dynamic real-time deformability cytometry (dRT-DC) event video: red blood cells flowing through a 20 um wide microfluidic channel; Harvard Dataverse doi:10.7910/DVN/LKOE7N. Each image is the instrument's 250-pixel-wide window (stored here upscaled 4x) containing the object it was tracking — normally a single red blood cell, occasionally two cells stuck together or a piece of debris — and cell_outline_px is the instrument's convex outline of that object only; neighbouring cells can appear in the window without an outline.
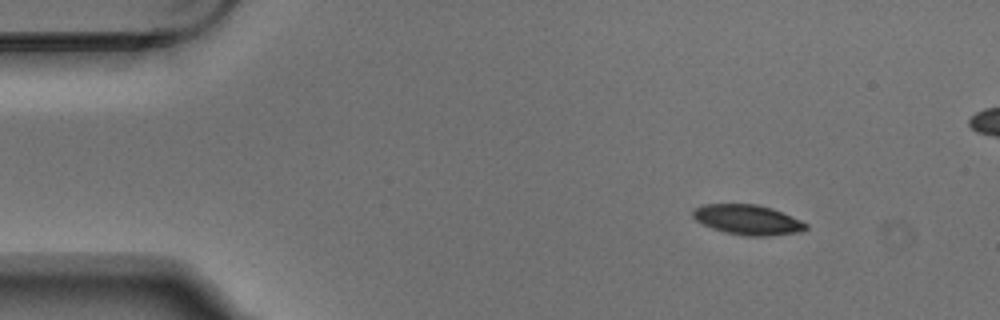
{"species": "Egyptian fruit bat (a non-hibernating species)", "species_latin": "Rousettus aegyptiacus", "temperature_condition": "warm", "stored_images_in_passage": 7, "camera_frame_rate_fps": 3000, "um_per_image_px": 0.085, "animal": {"sex": "male"}, "frame": {"image": 1, "passage_image": 1, "time_ms": 0.0, "image_size_px": [1000, 320], "cell_outline_px": [[808, 228], [800, 232], [768, 236], [744, 236], [724, 232], [712, 228], [696, 220], [692, 216], [692, 208], [704, 204], [756, 204], [772, 208], [800, 220], [808, 224]], "centroid_in_image_um": [63.54, 18.68], "position_along_channel_um": 21.5, "area_um2": 19.83}}
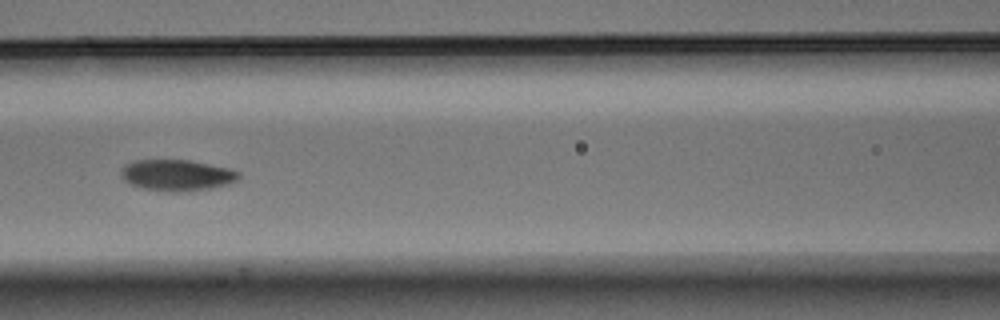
{"frame": {"image": 2, "passage_image": 6, "time_ms": 1.667, "image_size_px": [1000, 320], "cell_outline_px": [[240, 176], [236, 180], [228, 184], [212, 188], [180, 192], [172, 192], [144, 188], [132, 184], [124, 180], [120, 176], [120, 168], [124, 164], [136, 160], [188, 160], [228, 168], [240, 172]], "centroid_in_image_um": [15.01, 14.89], "position_along_channel_um": 151.6, "area_um2": 21.33}}
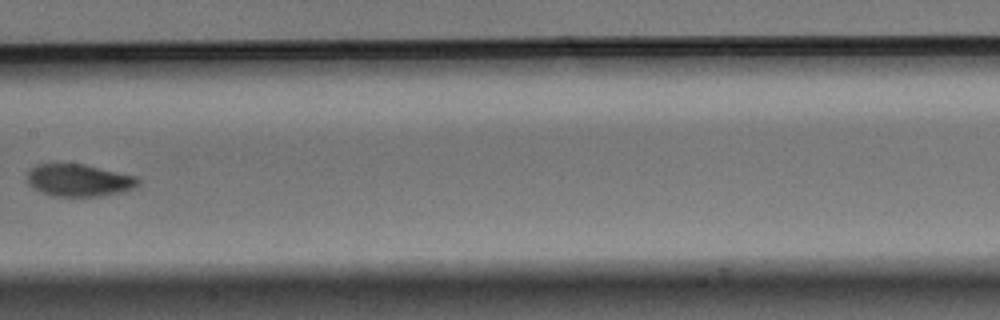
{"frame": {"image": 3, "passage_image": 7, "time_ms": 2.0, "image_size_px": [1000, 320], "cell_outline_px": [[140, 184], [124, 192], [100, 196], [52, 196], [40, 192], [32, 188], [28, 184], [28, 172], [36, 164], [84, 164], [136, 176], [140, 180]], "centroid_in_image_um": [6.71, 15.33], "position_along_channel_um": 200.7, "area_um2": 20.92}}